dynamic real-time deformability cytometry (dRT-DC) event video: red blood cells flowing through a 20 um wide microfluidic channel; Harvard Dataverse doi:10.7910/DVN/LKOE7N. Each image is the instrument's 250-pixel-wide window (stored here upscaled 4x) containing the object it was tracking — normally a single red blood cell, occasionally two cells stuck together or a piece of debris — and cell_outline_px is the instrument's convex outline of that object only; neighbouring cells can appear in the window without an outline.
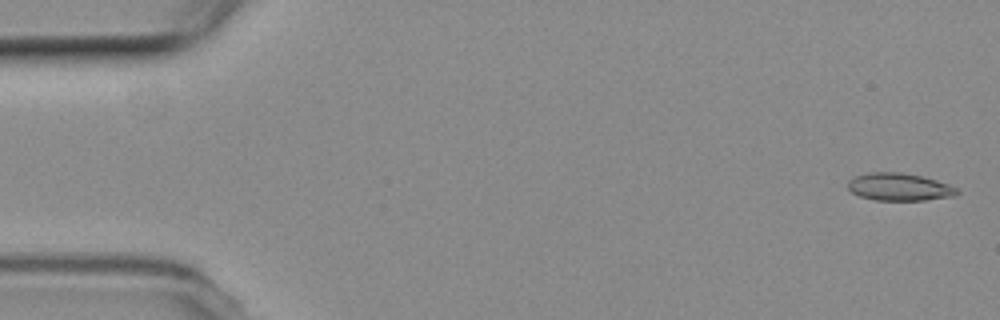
{"species": "common noctule bat (a hibernating species)", "species_latin": "Nyctalus noctula", "temperature_condition": "room temperature", "stored_images_in_passage": 13, "camera_frame_rate_fps": 3000, "um_per_image_px": 0.085, "animal": {"sex": "female", "body_mass_g": 19.3, "forearm_length_mm": 54.1}, "frame": {"image": 1, "passage_image": 2, "time_ms": 0.333, "image_size_px": [1000, 320], "cell_outline_px": [[960, 192], [956, 196], [924, 200], [876, 200], [860, 196], [852, 192], [848, 188], [848, 180], [856, 176], [868, 172], [900, 172], [920, 176], [936, 180], [960, 188]], "centroid_in_image_um": [76.47, 15.89], "position_along_channel_um": 8.5, "area_um2": 17.57}}
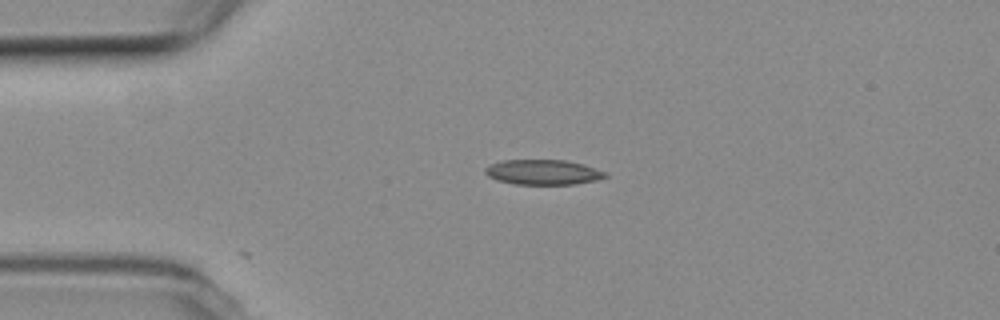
{"frame": {"image": 2, "passage_image": 13, "time_ms": 4.0, "image_size_px": [1000, 320], "cell_outline_px": [[608, 176], [596, 180], [572, 184], [516, 184], [496, 180], [488, 176], [484, 172], [484, 168], [492, 164], [504, 160], [564, 160], [580, 164], [608, 172]], "centroid_in_image_um": [46.14, 14.64], "position_along_channel_um": 38.9, "area_um2": 17.34}}